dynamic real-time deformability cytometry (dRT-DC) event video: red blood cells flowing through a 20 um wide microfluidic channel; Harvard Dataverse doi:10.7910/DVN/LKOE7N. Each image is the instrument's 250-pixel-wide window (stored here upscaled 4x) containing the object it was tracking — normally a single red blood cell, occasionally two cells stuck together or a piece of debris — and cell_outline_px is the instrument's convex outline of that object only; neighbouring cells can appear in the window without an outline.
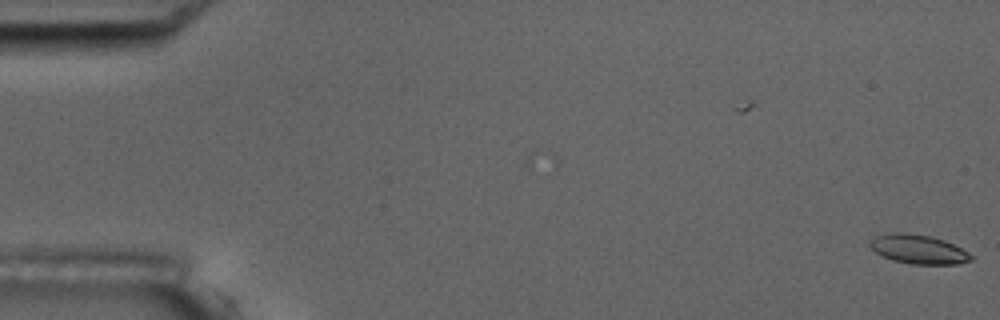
{"species": "common noctule bat (a hibernating species)", "species_latin": "Nyctalus noctula", "temperature_condition": "room temperature", "stored_images_in_passage": 5, "camera_frame_rate_fps": 3000, "um_per_image_px": 0.085, "animal": {"sex": "male", "body_mass_g": 17.5, "forearm_length_mm": 52.3}, "frame": {"image": 1, "passage_image": 1, "time_ms": 0.0, "image_size_px": [1000, 320], "cell_outline_px": [[972, 260], [956, 264], [912, 264], [892, 260], [876, 252], [868, 244], [868, 240], [876, 236], [888, 232], [900, 232], [932, 236], [944, 240], [968, 252], [972, 256]], "centroid_in_image_um": [78.02, 21.17], "position_along_channel_um": 7.0, "area_um2": 17.11}}
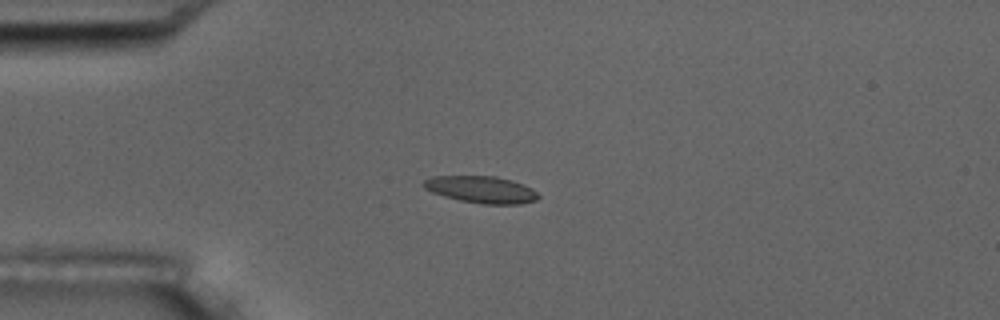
{"frame": {"image": 2, "passage_image": 5, "time_ms": 4.667, "image_size_px": [1000, 320], "cell_outline_px": [[540, 196], [536, 200], [520, 204], [484, 204], [460, 200], [444, 196], [432, 192], [424, 188], [424, 180], [432, 176], [496, 176], [512, 180], [524, 184], [532, 188]], "centroid_in_image_um": [40.93, 16.1], "position_along_channel_um": 44.1, "area_um2": 17.98}}